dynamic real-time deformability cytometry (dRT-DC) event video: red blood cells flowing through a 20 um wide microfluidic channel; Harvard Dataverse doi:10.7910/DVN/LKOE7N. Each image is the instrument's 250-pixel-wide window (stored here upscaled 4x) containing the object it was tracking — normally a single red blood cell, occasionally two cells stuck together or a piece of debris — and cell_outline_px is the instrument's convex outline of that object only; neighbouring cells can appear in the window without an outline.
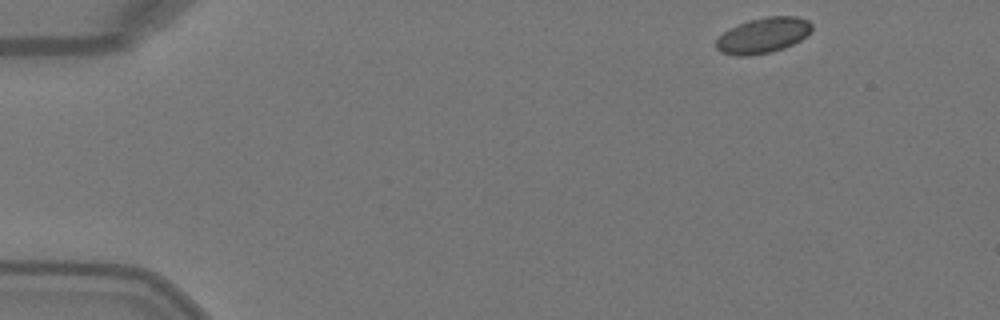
{"species": "Egyptian fruit bat (a non-hibernating species)", "species_latin": "Rousettus aegyptiacus", "temperature_condition": "warm", "stored_images_in_passage": 5, "camera_frame_rate_fps": 3000, "um_per_image_px": 0.085, "animal": {"sex": "female"}, "frame": {"image": 1, "passage_image": 1, "time_ms": 0.0, "image_size_px": [1000, 320], "cell_outline_px": [[812, 28], [800, 40], [784, 48], [772, 52], [748, 56], [736, 56], [720, 52], [716, 48], [716, 40], [724, 32], [748, 20], [768, 16], [796, 16], [808, 20], [812, 24]], "centroid_in_image_um": [64.85, 3.02], "position_along_channel_um": 20.1, "area_um2": 19.65}}
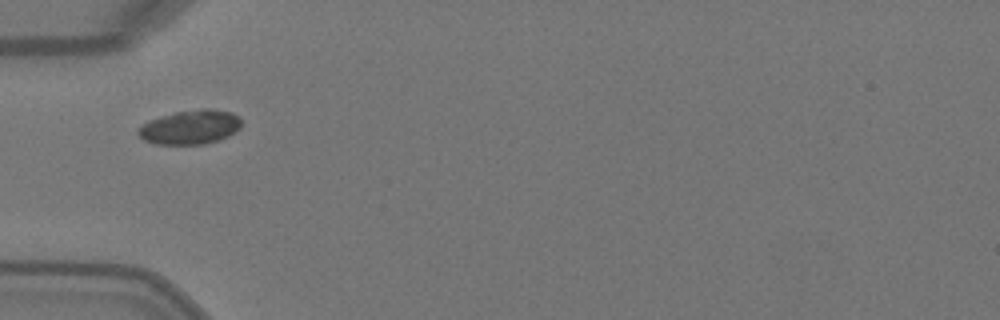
{"frame": {"image": 2, "passage_image": 4, "time_ms": 1.0, "image_size_px": [1000, 320], "cell_outline_px": [[240, 128], [228, 136], [220, 140], [204, 144], [152, 144], [144, 140], [136, 132], [136, 128], [148, 120], [160, 116], [176, 112], [200, 108], [208, 108], [232, 112], [240, 116]], "centroid_in_image_um": [16.15, 10.8], "position_along_channel_um": 68.9, "area_um2": 20.87}}
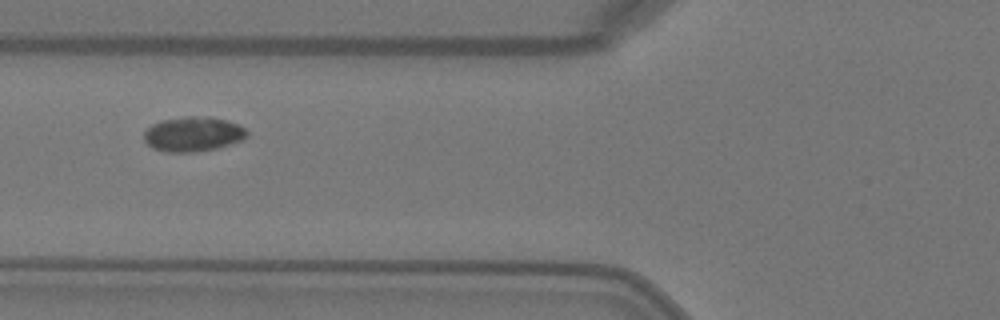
{"frame": {"image": 3, "passage_image": 5, "time_ms": 1.333, "image_size_px": [1000, 320], "cell_outline_px": [[248, 136], [240, 140], [216, 148], [192, 152], [164, 152], [152, 148], [144, 140], [144, 132], [152, 124], [160, 120], [188, 116], [212, 116], [228, 120], [240, 124], [248, 132]], "centroid_in_image_um": [16.41, 11.38], "position_along_channel_um": 109.4, "area_um2": 20.98}}